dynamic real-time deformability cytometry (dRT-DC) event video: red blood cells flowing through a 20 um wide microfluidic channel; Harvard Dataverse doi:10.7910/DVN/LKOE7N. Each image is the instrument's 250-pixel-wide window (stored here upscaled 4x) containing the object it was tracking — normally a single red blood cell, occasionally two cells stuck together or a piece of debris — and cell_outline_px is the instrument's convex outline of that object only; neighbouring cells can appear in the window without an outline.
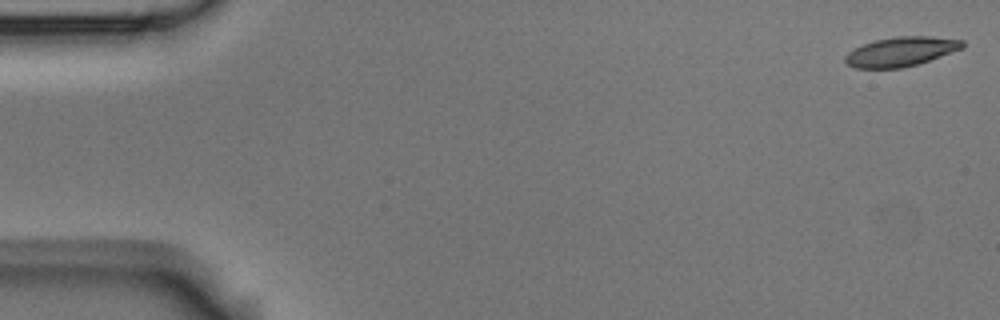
{"species": "Egyptian fruit bat (a non-hibernating species)", "species_latin": "Rousettus aegyptiacus", "temperature_condition": "room temperature", "stored_images_in_passage": 5, "camera_frame_rate_fps": 3000, "um_per_image_px": 0.085, "animal": {"sex": "male"}, "frame": {"image": 1, "passage_image": 1, "time_ms": 0.0, "image_size_px": [1000, 320], "cell_outline_px": [[964, 48], [920, 64], [904, 68], [856, 68], [848, 64], [844, 60], [844, 56], [848, 52], [864, 44], [876, 40], [896, 36], [932, 36], [964, 40]], "centroid_in_image_um": [76.63, 4.39], "position_along_channel_um": 8.4, "area_um2": 20.23}}
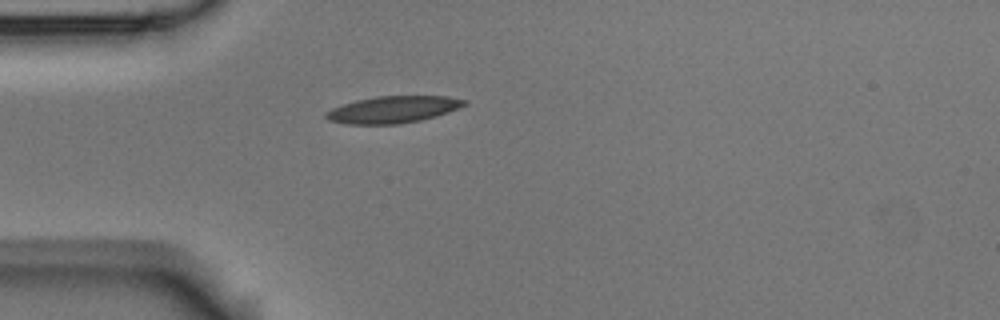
{"frame": {"image": 2, "passage_image": 5, "time_ms": 1.333, "image_size_px": [1000, 320], "cell_outline_px": [[468, 104], [460, 108], [436, 116], [420, 120], [400, 124], [344, 124], [328, 120], [324, 116], [324, 112], [332, 108], [356, 100], [376, 96], [448, 96], [468, 100]], "centroid_in_image_um": [33.42, 9.31], "position_along_channel_um": 51.6, "area_um2": 21.85}}